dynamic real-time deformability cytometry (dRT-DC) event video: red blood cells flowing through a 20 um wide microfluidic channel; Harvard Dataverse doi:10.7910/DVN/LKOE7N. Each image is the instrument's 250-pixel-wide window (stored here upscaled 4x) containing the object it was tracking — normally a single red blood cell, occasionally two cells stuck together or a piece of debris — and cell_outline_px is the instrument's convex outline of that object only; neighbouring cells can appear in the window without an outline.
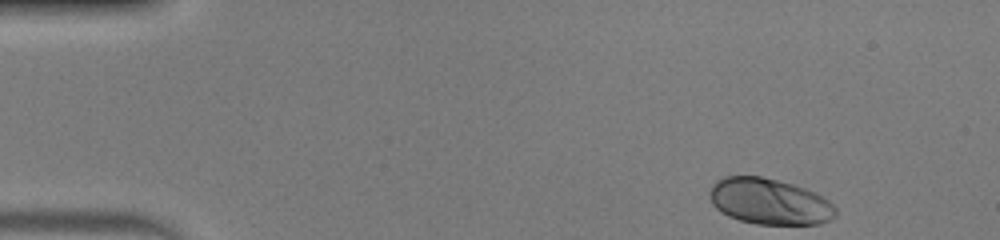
{"species": "human", "species_latin": "Homo sapiens", "temperature_condition": "warm", "stored_images_in_passage": 46, "camera_frame_rate_fps": 3000, "um_per_image_px": 0.085, "donor": {"sex": "male"}, "frame": {"image": 1, "passage_image": 1, "time_ms": 0.0, "image_size_px": [1000, 240], "cell_outline_px": [[836, 216], [820, 224], [756, 224], [740, 220], [728, 216], [720, 212], [712, 204], [708, 196], [708, 192], [712, 184], [716, 180], [724, 176], [760, 176], [792, 184], [816, 192], [824, 196], [836, 208]], "centroid_in_image_um": [65.37, 17.12], "position_along_channel_um": 19.6, "area_um2": 34.04}}
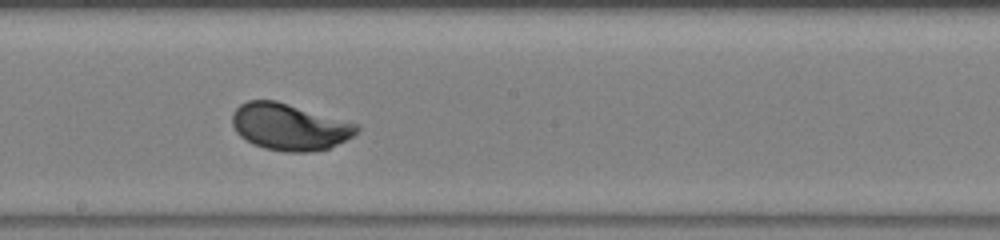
{"frame": {"image": 2, "passage_image": 24, "time_ms": 7.667, "image_size_px": [1000, 240], "cell_outline_px": [[360, 128], [352, 136], [328, 148], [312, 152], [284, 152], [264, 148], [252, 144], [240, 136], [236, 132], [232, 124], [232, 112], [240, 104], [248, 100], [276, 100], [360, 124]], "centroid_in_image_um": [24.58, 10.78], "position_along_channel_um": 223.6, "area_um2": 34.04}}
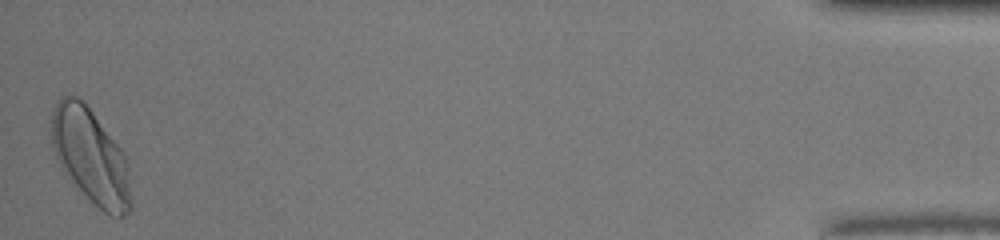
{"frame": {"image": 3, "passage_image": 46, "time_ms": 15.0, "image_size_px": [1000, 240], "cell_outline_px": [[132, 208], [124, 216], [112, 216], [104, 212], [76, 192], [60, 168], [52, 144], [48, 120], [56, 100], [64, 96], [76, 96], [92, 112], [120, 148], [124, 156], [128, 168], [132, 204]], "centroid_in_image_um": [7.64, 13.34], "position_along_channel_um": 427.6, "area_um2": 44.74}, "authors_computed_cell_mechanics": {"area_um2": 33.7552, "velocity_mm_per_s": 4.0236, "shape_relaxation_time_tau1_ms": 2.0076, "shape_relaxation_time_tau2_ms": null, "deformation_change_tau1": 0.1512, "deformation_change_tau2": null}}